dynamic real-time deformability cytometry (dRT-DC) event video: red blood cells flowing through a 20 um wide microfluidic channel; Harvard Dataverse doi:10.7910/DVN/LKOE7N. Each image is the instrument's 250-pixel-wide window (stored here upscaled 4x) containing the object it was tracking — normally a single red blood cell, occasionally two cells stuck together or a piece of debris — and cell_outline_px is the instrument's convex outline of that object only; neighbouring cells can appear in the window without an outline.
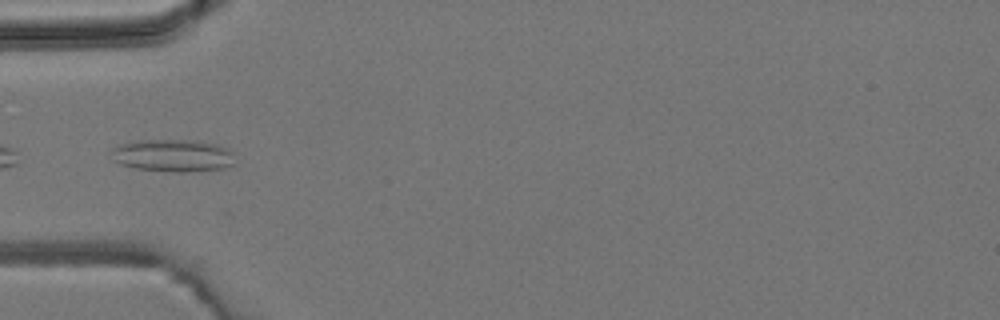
{"species": "common noctule bat (a hibernating species)", "species_latin": "Nyctalus noctula", "temperature_condition": "room temperature", "stored_images_in_passage": 6, "camera_frame_rate_fps": 3000, "um_per_image_px": 0.085, "animal": {"sex": "male", "body_mass_g": 19.2, "forearm_length_mm": 51.8}, "frame": {"image": 1, "passage_image": 5, "time_ms": 4.667, "image_size_px": [1000, 320], "cell_outline_px": [[236, 164], [224, 168], [184, 172], [176, 172], [136, 168], [120, 164], [112, 160], [112, 148], [120, 144], [136, 140], [184, 140], [216, 144], [228, 148], [232, 152]], "centroid_in_image_um": [14.7, 13.22], "position_along_channel_um": 70.3, "area_um2": 23.35}}